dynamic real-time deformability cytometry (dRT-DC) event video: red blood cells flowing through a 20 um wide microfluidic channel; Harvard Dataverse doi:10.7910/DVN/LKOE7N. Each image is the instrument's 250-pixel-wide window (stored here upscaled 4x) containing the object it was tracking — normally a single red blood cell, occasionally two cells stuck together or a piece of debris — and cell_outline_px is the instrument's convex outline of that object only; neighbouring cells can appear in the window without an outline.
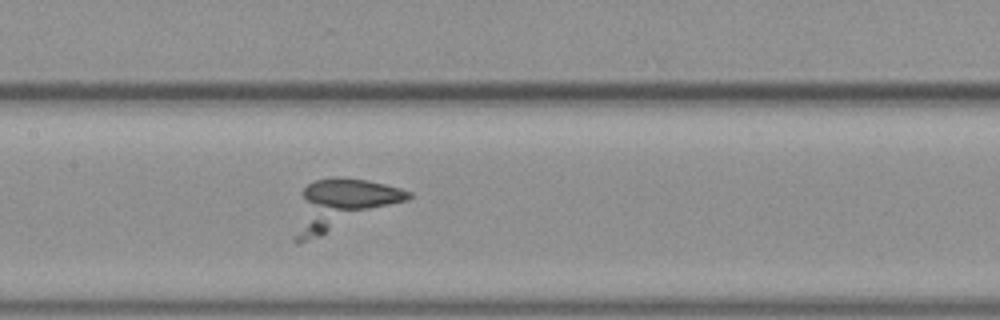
{"species": "common noctule bat (a hibernating species)", "species_latin": "Nyctalus noctula", "temperature_condition": "warm", "stored_images_in_passage": 24, "camera_frame_rate_fps": 3000, "um_per_image_px": 0.085, "animal": {"sex": "female", "body_mass_g": 19.3, "forearm_length_mm": 54.1}, "frame": {"image": 1, "passage_image": 13, "time_ms": 4.0, "image_size_px": [1000, 320], "cell_outline_px": [[412, 196], [408, 200], [320, 236], [304, 240], [292, 240], [292, 236], [304, 188], [308, 184], [316, 180], [336, 176], [344, 176], [368, 180], [400, 188], [412, 192]], "centroid_in_image_um": [29.08, 17.35], "position_along_channel_um": 178.3, "area_um2": 32.6}}
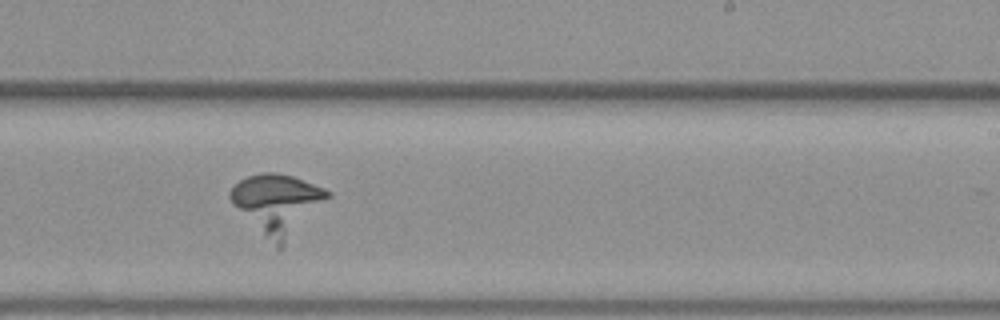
{"frame": {"image": 2, "passage_image": 20, "time_ms": 6.333, "image_size_px": [1000, 320], "cell_outline_px": [[332, 196], [280, 248], [276, 248], [264, 236], [228, 196], [228, 192], [240, 180], [248, 176], [264, 172], [272, 172], [292, 176], [324, 188], [332, 192]], "centroid_in_image_um": [23.63, 17.3], "position_along_channel_um": 265.4, "area_um2": 33.06}}